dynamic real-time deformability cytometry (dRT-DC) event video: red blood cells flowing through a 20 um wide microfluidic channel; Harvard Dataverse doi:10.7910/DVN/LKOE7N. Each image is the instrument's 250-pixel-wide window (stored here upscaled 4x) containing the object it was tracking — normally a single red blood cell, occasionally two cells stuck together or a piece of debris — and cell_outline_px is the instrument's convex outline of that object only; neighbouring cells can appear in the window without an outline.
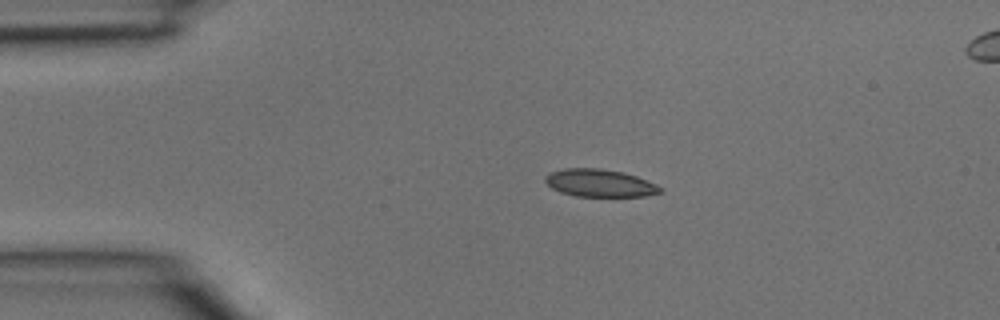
{"species": "common noctule bat (a hibernating species)", "species_latin": "Nyctalus noctula", "temperature_condition": "room temperature", "stored_images_in_passage": 33, "camera_frame_rate_fps": 3000, "um_per_image_px": 0.085, "animal": {"sex": "male", "body_mass_g": 15.6}, "frame": {"image": 1, "passage_image": 1, "time_ms": 0.0, "image_size_px": [1000, 320], "cell_outline_px": [[664, 188], [660, 192], [644, 196], [576, 196], [560, 192], [552, 188], [544, 180], [544, 176], [552, 172], [564, 168], [600, 168], [624, 172], [636, 176], [656, 184]], "centroid_in_image_um": [50.97, 15.55], "position_along_channel_um": 34.0, "area_um2": 18.44}}
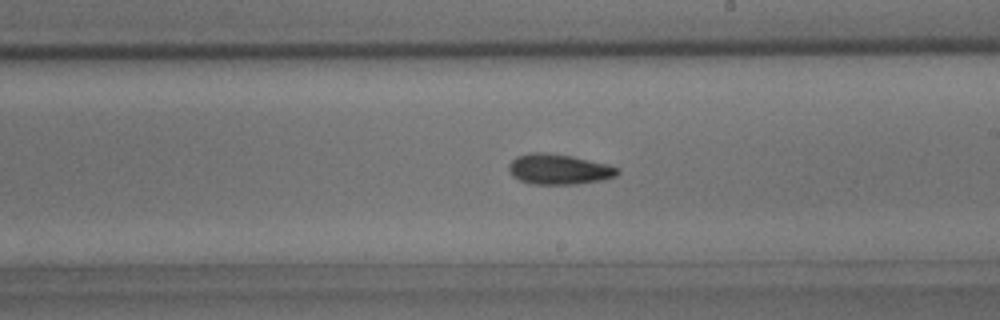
{"frame": {"image": 2, "passage_image": 16, "time_ms": 5.0, "image_size_px": [1000, 320], "cell_outline_px": [[620, 172], [616, 176], [604, 180], [576, 184], [532, 184], [520, 180], [512, 176], [508, 168], [508, 164], [516, 156], [528, 152], [544, 152], [572, 156], [608, 164], [620, 168]], "centroid_in_image_um": [47.51, 14.38], "position_along_channel_um": 241.5, "area_um2": 19.48}}
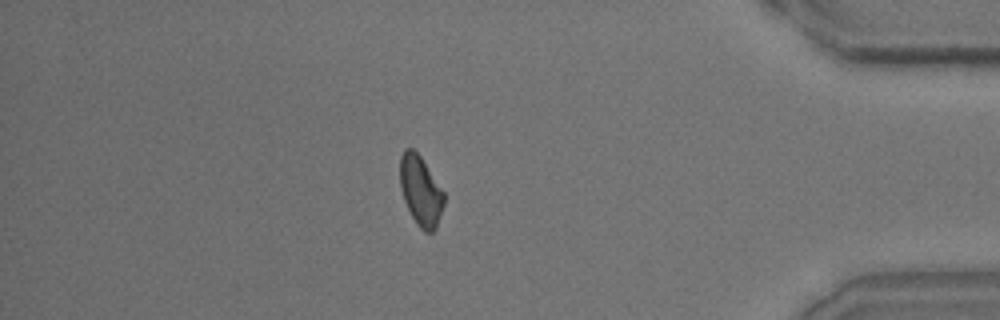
{"frame": {"image": 3, "passage_image": 28, "time_ms": 9.0, "image_size_px": [1000, 320], "cell_outline_px": [[444, 204], [436, 228], [432, 232], [424, 232], [416, 224], [404, 200], [400, 188], [400, 156], [404, 148], [412, 148], [420, 156], [444, 192]], "centroid_in_image_um": [35.74, 16.22], "position_along_channel_um": 399.5, "area_um2": 17.8}}